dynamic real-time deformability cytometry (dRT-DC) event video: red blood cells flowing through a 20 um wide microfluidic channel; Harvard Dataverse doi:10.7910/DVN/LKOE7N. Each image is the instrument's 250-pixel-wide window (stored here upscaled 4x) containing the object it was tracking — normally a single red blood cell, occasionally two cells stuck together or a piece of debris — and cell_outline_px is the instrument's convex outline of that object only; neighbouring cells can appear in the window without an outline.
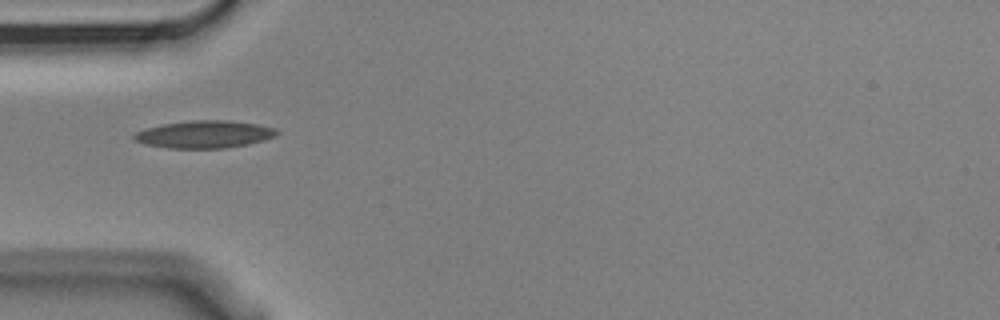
{"species": "Egyptian fruit bat (a non-hibernating species)", "species_latin": "Rousettus aegyptiacus", "temperature_condition": "cold", "stored_images_in_passage": 7, "camera_frame_rate_fps": 3000, "um_per_image_px": 0.085, "animal": {"sex": "male"}, "frame": {"image": 1, "passage_image": 1, "time_ms": 0.0, "image_size_px": [1000, 320], "cell_outline_px": [[280, 132], [276, 136], [264, 140], [248, 144], [224, 148], [168, 148], [144, 144], [136, 140], [132, 136], [136, 132], [148, 128], [164, 124], [192, 120], [224, 120], [256, 124], [276, 128]], "centroid_in_image_um": [17.41, 11.42], "position_along_channel_um": 67.6, "area_um2": 22.66}}
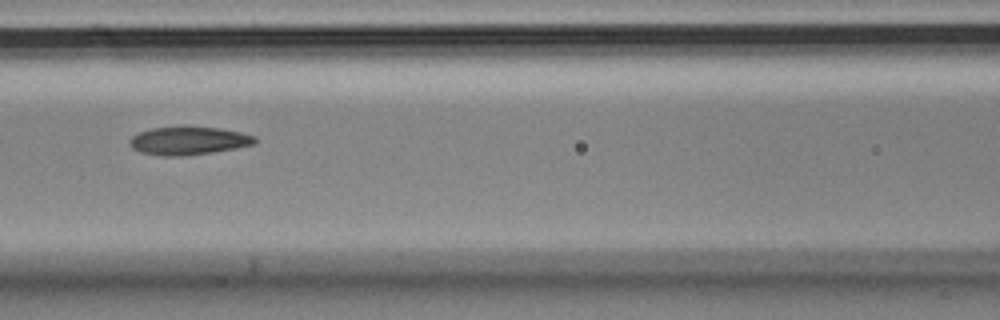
{"frame": {"image": 2, "passage_image": 3, "time_ms": 0.667, "image_size_px": [1000, 320], "cell_outline_px": [[256, 144], [236, 148], [212, 152], [180, 156], [164, 156], [140, 152], [132, 148], [128, 140], [132, 136], [140, 132], [152, 128], [180, 124], [188, 124], [220, 128], [240, 132], [256, 136]], "centroid_in_image_um": [16.02, 11.92], "position_along_channel_um": 150.6, "area_um2": 21.21}}
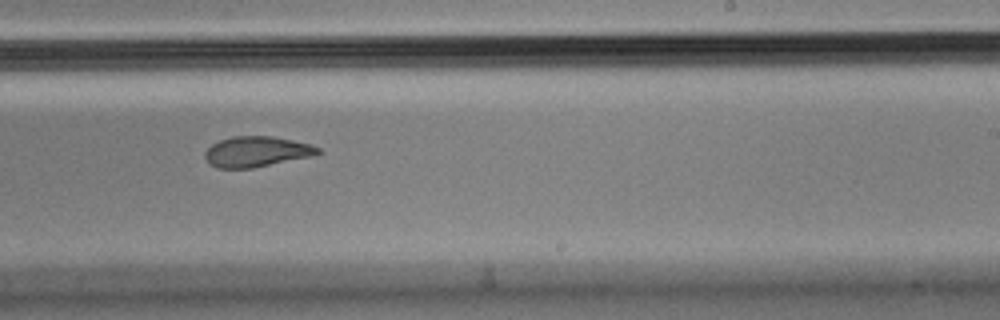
{"frame": {"image": 3, "passage_image": 6, "time_ms": 1.667, "image_size_px": [1000, 320], "cell_outline_px": [[320, 152], [308, 156], [252, 168], [216, 168], [208, 164], [204, 156], [204, 152], [212, 144], [220, 140], [232, 136], [272, 136], [292, 140], [308, 144], [320, 148]], "centroid_in_image_um": [21.71, 12.89], "position_along_channel_um": 267.3, "area_um2": 19.77}}